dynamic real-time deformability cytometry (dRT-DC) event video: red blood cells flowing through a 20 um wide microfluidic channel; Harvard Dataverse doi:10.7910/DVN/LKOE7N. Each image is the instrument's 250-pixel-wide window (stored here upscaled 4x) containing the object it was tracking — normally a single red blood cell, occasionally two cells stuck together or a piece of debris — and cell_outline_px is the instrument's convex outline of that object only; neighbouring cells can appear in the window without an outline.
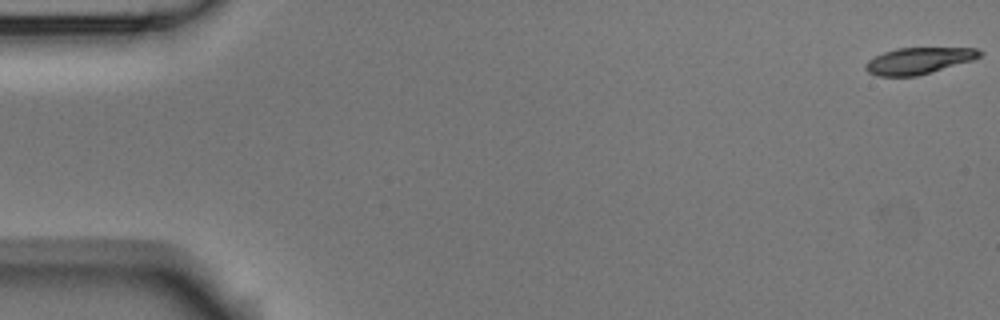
{"species": "Egyptian fruit bat (a non-hibernating species)", "species_latin": "Rousettus aegyptiacus", "temperature_condition": "room temperature", "stored_images_in_passage": 5, "camera_frame_rate_fps": 3000, "um_per_image_px": 0.085, "animal": {"sex": "male"}, "frame": {"image": 1, "passage_image": 1, "time_ms": 0.0, "image_size_px": [1000, 320], "cell_outline_px": [[984, 52], [980, 56], [972, 60], [916, 76], [876, 76], [868, 72], [864, 68], [864, 64], [868, 60], [884, 52], [896, 48], [980, 48]], "centroid_in_image_um": [78.06, 5.15], "position_along_channel_um": 6.9, "area_um2": 17.51}}